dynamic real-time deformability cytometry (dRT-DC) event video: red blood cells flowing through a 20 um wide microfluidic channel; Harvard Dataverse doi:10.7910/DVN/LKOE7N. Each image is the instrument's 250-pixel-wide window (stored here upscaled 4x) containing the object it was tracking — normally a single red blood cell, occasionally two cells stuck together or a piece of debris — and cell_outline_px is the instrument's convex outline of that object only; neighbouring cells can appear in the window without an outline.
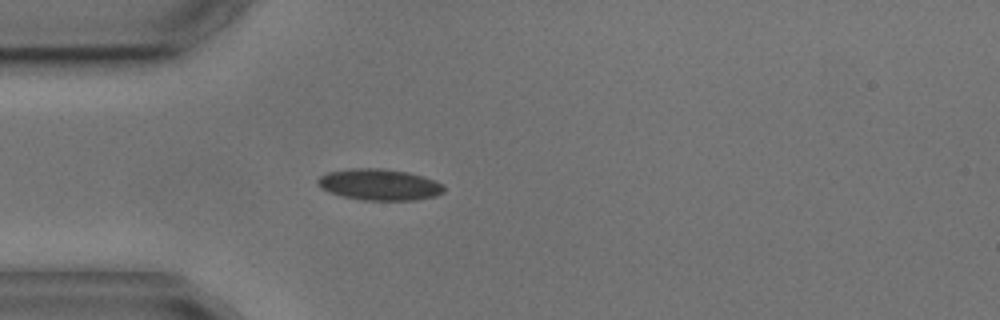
{"species": "common noctule bat (a hibernating species)", "species_latin": "Nyctalus noctula", "temperature_condition": "cold", "stored_images_in_passage": 3, "camera_frame_rate_fps": 3000, "um_per_image_px": 0.085, "animal": {"sex": "male", "body_mass_g": 17.9, "forearm_length_mm": 54.2}, "frame": {"image": 1, "passage_image": 3, "time_ms": 2.333, "image_size_px": [1000, 320], "cell_outline_px": [[444, 192], [436, 196], [416, 200], [364, 200], [344, 196], [328, 192], [320, 188], [316, 184], [316, 180], [320, 176], [328, 172], [352, 168], [384, 168], [408, 172], [436, 180], [444, 184]], "centroid_in_image_um": [32.25, 15.68], "position_along_channel_um": 52.7, "area_um2": 23.24}}